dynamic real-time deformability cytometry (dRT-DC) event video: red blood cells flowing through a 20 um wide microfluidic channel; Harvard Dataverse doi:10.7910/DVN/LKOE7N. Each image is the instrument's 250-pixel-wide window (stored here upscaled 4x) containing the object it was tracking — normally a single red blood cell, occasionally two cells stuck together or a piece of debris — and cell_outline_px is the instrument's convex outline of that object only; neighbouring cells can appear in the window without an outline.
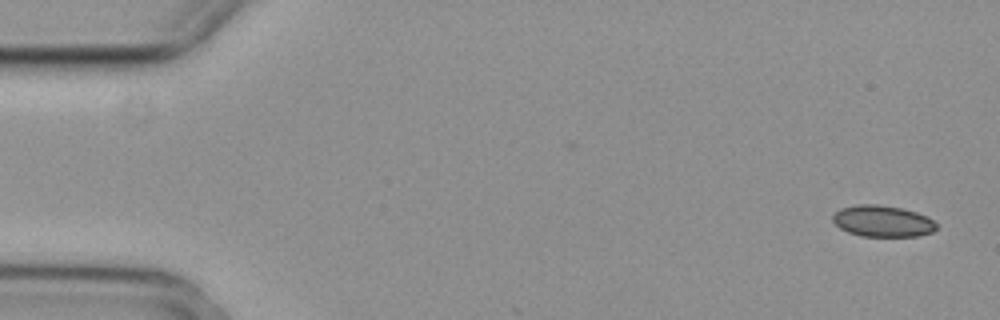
{"species": "common noctule bat (a hibernating species)", "species_latin": "Nyctalus noctula", "temperature_condition": "cold", "stored_images_in_passage": 5, "camera_frame_rate_fps": 3000, "um_per_image_px": 0.085, "animal": {"sex": "female", "body_mass_g": 29.2, "forearm_length_mm": 56.3}, "frame": {"image": 1, "passage_image": 1, "time_ms": 0.0, "image_size_px": [1000, 320], "cell_outline_px": [[936, 228], [932, 232], [916, 236], [860, 236], [848, 232], [840, 228], [832, 220], [832, 216], [840, 208], [856, 204], [876, 204], [900, 208], [916, 212], [928, 216], [936, 224]], "centroid_in_image_um": [75.0, 18.79], "position_along_channel_um": 10.0, "area_um2": 18.9}}
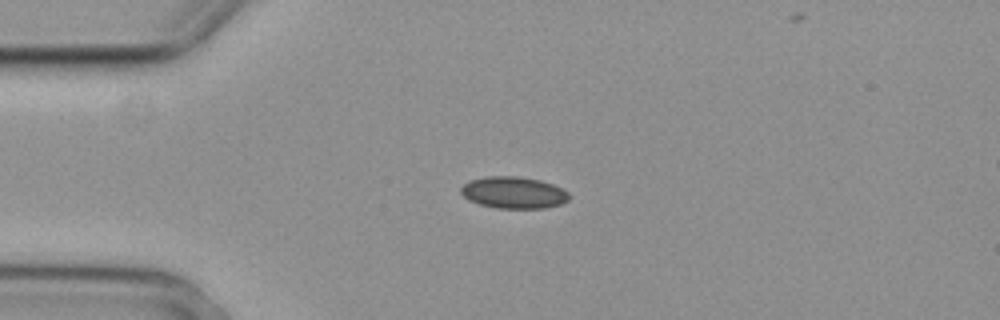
{"frame": {"image": 2, "passage_image": 4, "time_ms": 1.0, "image_size_px": [1000, 320], "cell_outline_px": [[568, 200], [560, 204], [544, 208], [496, 208], [480, 204], [468, 200], [460, 192], [460, 188], [468, 180], [488, 176], [520, 176], [540, 180], [552, 184], [568, 192]], "centroid_in_image_um": [43.62, 16.36], "position_along_channel_um": 41.4, "area_um2": 20.0}}